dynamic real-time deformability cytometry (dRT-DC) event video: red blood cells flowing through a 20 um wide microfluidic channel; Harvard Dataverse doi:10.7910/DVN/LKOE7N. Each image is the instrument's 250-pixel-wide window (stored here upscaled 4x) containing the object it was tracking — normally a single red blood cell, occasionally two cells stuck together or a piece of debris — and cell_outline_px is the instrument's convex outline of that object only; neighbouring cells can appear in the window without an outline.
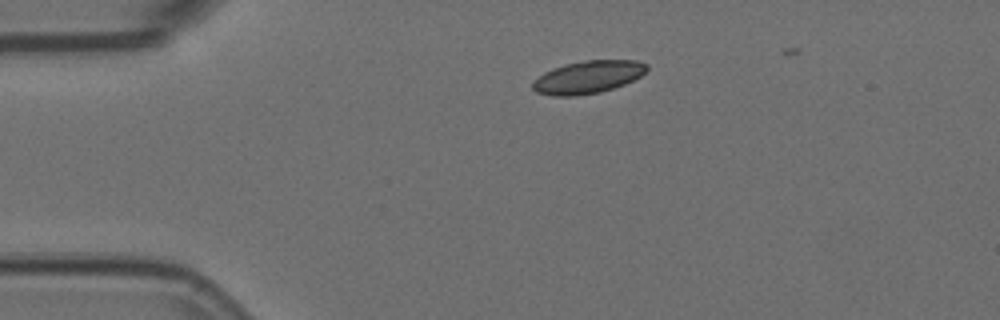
{"species": "Egyptian fruit bat (a non-hibernating species)", "species_latin": "Rousettus aegyptiacus", "temperature_condition": "room temperature", "stored_images_in_passage": 10, "camera_frame_rate_fps": 3000, "um_per_image_px": 0.085, "animal": {"sex": "female"}, "frame": {"image": 1, "passage_image": 1, "time_ms": 0.0, "image_size_px": [1000, 320], "cell_outline_px": [[648, 68], [640, 76], [624, 84], [600, 92], [576, 96], [552, 96], [536, 92], [532, 88], [532, 84], [544, 72], [552, 68], [564, 64], [584, 60], [636, 60], [648, 64]], "centroid_in_image_um": [49.96, 6.55], "position_along_channel_um": 35.0, "area_um2": 21.68}}
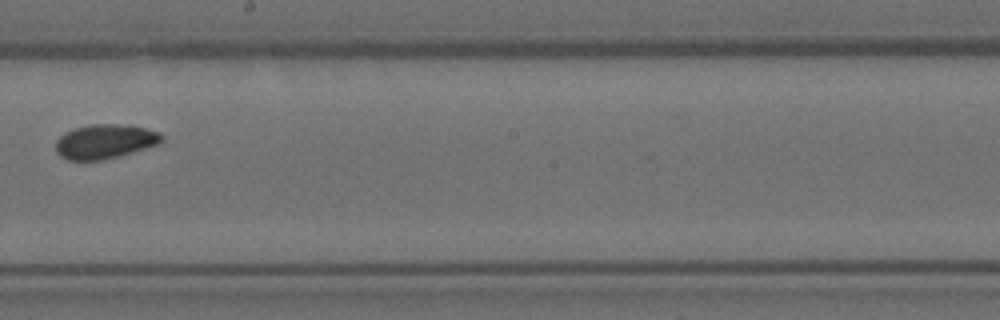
{"frame": {"image": 2, "passage_image": 6, "time_ms": 1.667, "image_size_px": [1000, 320], "cell_outline_px": [[164, 140], [160, 144], [116, 156], [100, 160], [68, 160], [60, 156], [56, 152], [56, 140], [64, 132], [76, 128], [92, 124], [128, 124], [160, 132], [164, 136]], "centroid_in_image_um": [8.93, 12.01], "position_along_channel_um": 239.3, "area_um2": 21.21}}
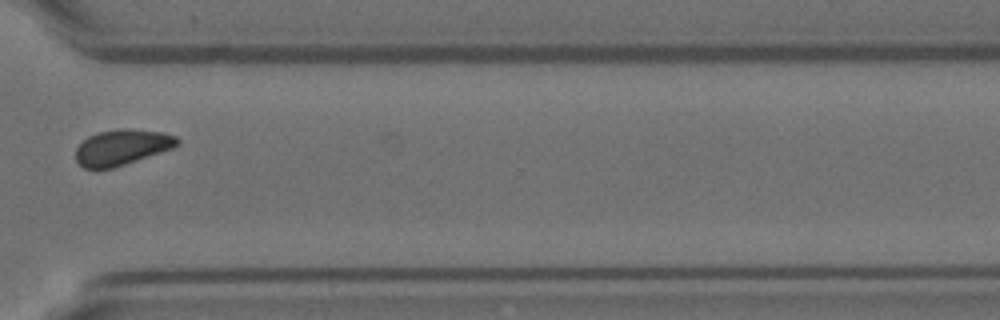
{"frame": {"image": 3, "passage_image": 9, "time_ms": 2.667, "image_size_px": [1000, 320], "cell_outline_px": [[180, 144], [172, 148], [112, 168], [84, 168], [76, 160], [76, 148], [88, 136], [100, 132], [120, 128], [164, 132], [176, 136], [180, 140]], "centroid_in_image_um": [10.38, 12.5], "position_along_channel_um": 360.2, "area_um2": 20.75}}